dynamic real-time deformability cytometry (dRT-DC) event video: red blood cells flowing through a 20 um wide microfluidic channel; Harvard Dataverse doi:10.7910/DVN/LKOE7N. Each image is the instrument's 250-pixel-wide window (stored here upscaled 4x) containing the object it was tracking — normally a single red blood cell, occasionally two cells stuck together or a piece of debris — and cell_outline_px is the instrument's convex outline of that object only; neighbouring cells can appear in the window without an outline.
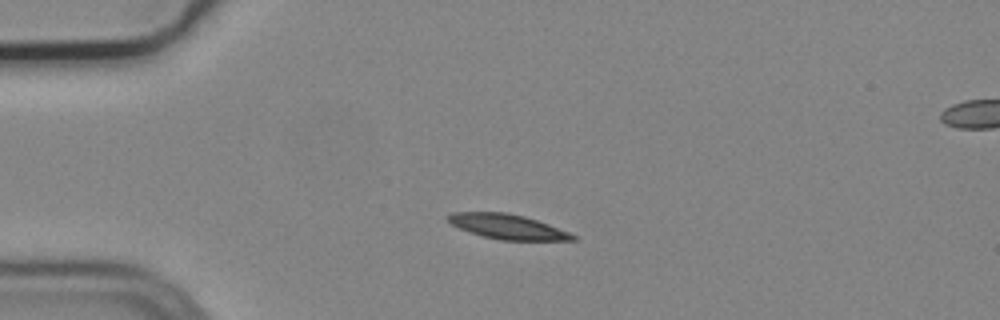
{"species": "common noctule bat (a hibernating species)", "species_latin": "Nyctalus noctula", "temperature_condition": "cold", "stored_images_in_passage": 3, "camera_frame_rate_fps": 3000, "um_per_image_px": 0.085, "animal": {"sex": "male", "body_mass_g": 19.2, "forearm_length_mm": 51.8}, "frame": {"image": 1, "passage_image": 1, "time_ms": 0.0, "image_size_px": [1000, 320], "cell_outline_px": [[576, 240], [500, 240], [484, 236], [460, 228], [452, 224], [444, 216], [452, 212], [504, 212], [524, 216], [548, 224], [568, 232], [576, 236]], "centroid_in_image_um": [43.11, 19.25], "position_along_channel_um": 41.9, "area_um2": 17.74}}
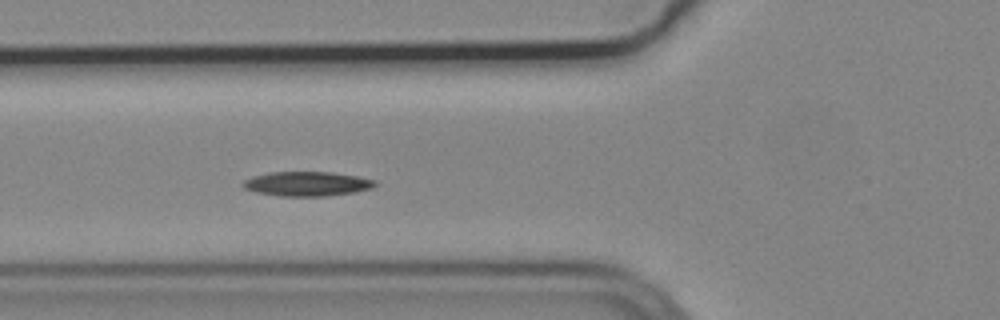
{"frame": {"image": 2, "passage_image": 3, "time_ms": 0.667, "image_size_px": [1000, 320], "cell_outline_px": [[376, 184], [372, 188], [356, 192], [328, 196], [280, 196], [256, 192], [244, 188], [240, 184], [244, 180], [256, 176], [272, 172], [332, 172], [356, 176], [376, 180]], "centroid_in_image_um": [26.12, 15.63], "position_along_channel_um": 99.7, "area_um2": 18.79}}